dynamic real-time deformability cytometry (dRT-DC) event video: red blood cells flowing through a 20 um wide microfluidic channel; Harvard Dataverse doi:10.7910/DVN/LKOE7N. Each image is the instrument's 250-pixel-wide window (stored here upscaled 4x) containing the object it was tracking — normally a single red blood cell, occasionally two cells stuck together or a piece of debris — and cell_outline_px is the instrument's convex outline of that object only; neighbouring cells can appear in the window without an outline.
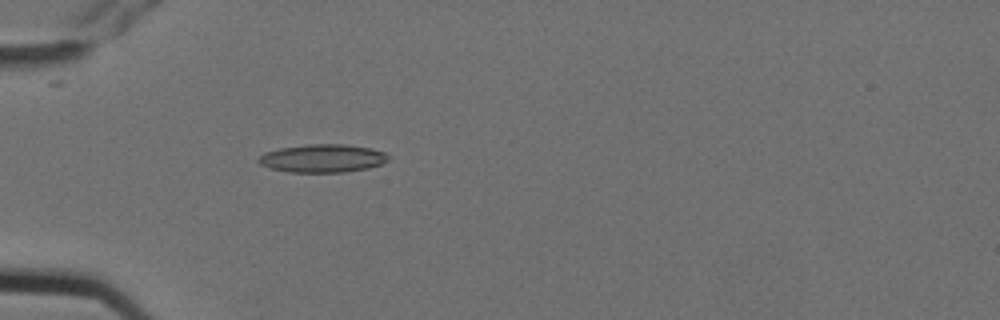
{"species": "Egyptian fruit bat (a non-hibernating species)", "species_latin": "Rousettus aegyptiacus", "temperature_condition": "cold", "stored_images_in_passage": 2, "camera_frame_rate_fps": 3000, "um_per_image_px": 0.085, "animal": {"sex": "female"}, "frame": {"image": 1, "passage_image": 2, "time_ms": 0.333, "image_size_px": [1000, 320], "cell_outline_px": [[392, 156], [388, 160], [380, 164], [368, 168], [344, 172], [288, 172], [272, 168], [260, 164], [256, 160], [264, 152], [280, 148], [312, 144], [344, 144], [372, 148], [384, 152]], "centroid_in_image_um": [27.44, 13.45], "position_along_channel_um": 57.6, "area_um2": 21.27}}